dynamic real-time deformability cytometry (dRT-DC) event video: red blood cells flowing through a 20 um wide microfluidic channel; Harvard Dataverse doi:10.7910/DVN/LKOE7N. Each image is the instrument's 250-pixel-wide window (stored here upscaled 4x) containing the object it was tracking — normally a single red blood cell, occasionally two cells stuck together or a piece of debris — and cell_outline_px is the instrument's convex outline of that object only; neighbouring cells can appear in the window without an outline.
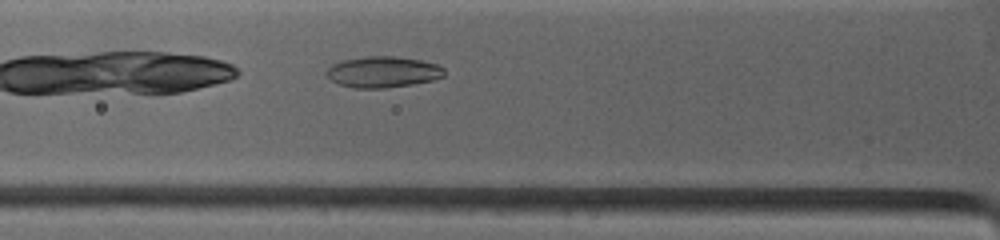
{"species": "common noctule bat (a hibernating species)", "species_latin": "Nyctalus noctula", "temperature_condition": "warm", "stored_images_in_passage": 23, "camera_frame_rate_fps": 4500, "um_per_image_px": 0.085, "animal": {"sex": "female", "body_mass_g": 19.0, "forearm_length_mm": 53.3}, "frame": {"image": 1, "passage_image": 7, "time_ms": 1.556, "image_size_px": [1000, 240], "cell_outline_px": [[444, 76], [432, 80], [412, 84], [384, 88], [356, 88], [340, 84], [332, 80], [324, 72], [332, 64], [344, 60], [364, 56], [392, 56], [420, 60], [436, 64], [444, 68]], "centroid_in_image_um": [32.54, 6.11], "position_along_channel_um": 93.3, "area_um2": 21.15}}
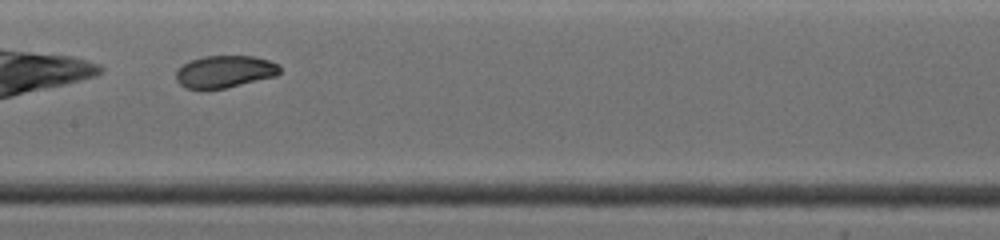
{"frame": {"image": 2, "passage_image": 16, "time_ms": 4.0, "image_size_px": [1000, 240], "cell_outline_px": [[280, 72], [276, 76], [224, 88], [184, 88], [176, 80], [176, 72], [184, 64], [192, 60], [204, 56], [252, 56], [268, 60], [280, 64]], "centroid_in_image_um": [19.13, 6.08], "position_along_channel_um": 188.3, "area_um2": 19.19}}
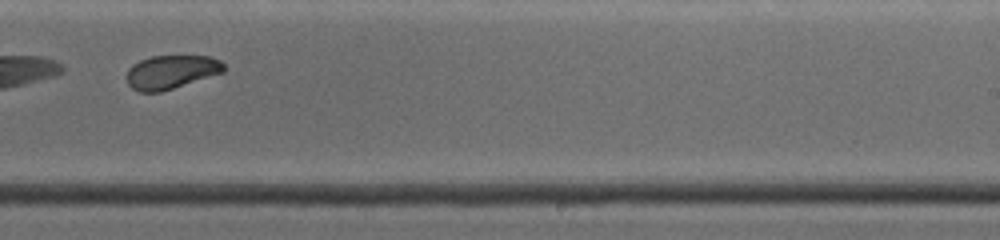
{"frame": {"image": 3, "passage_image": 22, "time_ms": 6.222, "image_size_px": [1000, 240], "cell_outline_px": [[224, 72], [160, 92], [140, 92], [132, 88], [128, 84], [128, 68], [132, 64], [140, 60], [152, 56], [208, 56], [220, 60], [224, 64]], "centroid_in_image_um": [14.54, 6.11], "position_along_channel_um": 274.5, "area_um2": 18.9}}